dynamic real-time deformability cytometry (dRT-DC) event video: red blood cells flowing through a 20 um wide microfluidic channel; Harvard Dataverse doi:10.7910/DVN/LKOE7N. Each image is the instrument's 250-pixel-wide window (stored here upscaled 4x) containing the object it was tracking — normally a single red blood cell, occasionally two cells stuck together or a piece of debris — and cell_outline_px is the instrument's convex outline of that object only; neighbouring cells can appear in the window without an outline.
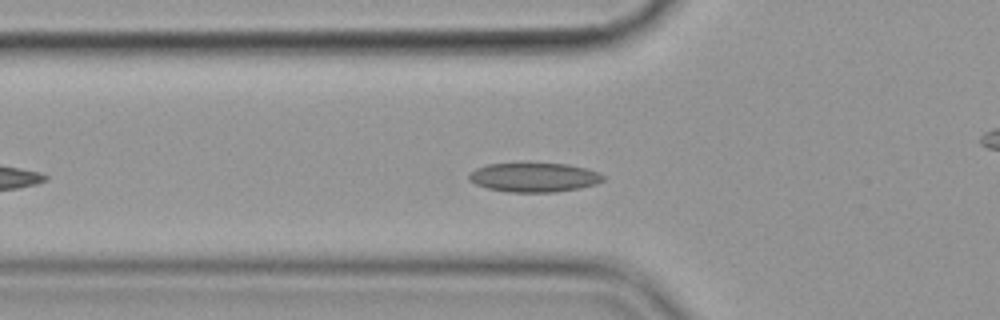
{"species": "common noctule bat (a hibernating species)", "species_latin": "Nyctalus noctula", "temperature_condition": "cold", "stored_images_in_passage": 39, "camera_frame_rate_fps": 3000, "um_per_image_px": 0.085, "animal": {"sex": "female", "body_mass_g": 19.9}, "frame": {"image": 1, "passage_image": 9, "time_ms": 2.667, "image_size_px": [1000, 320], "cell_outline_px": [[604, 180], [596, 184], [580, 188], [556, 192], [508, 192], [488, 188], [476, 184], [468, 180], [468, 176], [476, 168], [488, 164], [568, 164], [584, 168], [596, 172], [604, 176]], "centroid_in_image_um": [45.39, 15.09], "position_along_channel_um": 80.4, "area_um2": 22.54}}
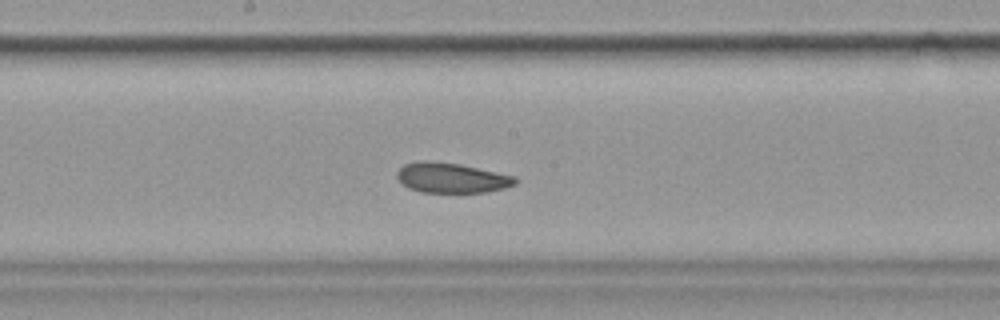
{"frame": {"image": 2, "passage_image": 20, "time_ms": 6.333, "image_size_px": [1000, 320], "cell_outline_px": [[516, 184], [504, 188], [488, 192], [420, 192], [408, 188], [396, 176], [396, 172], [404, 164], [424, 160], [428, 160], [460, 164], [516, 176]], "centroid_in_image_um": [38.38, 15.11], "position_along_channel_um": 209.8, "area_um2": 20.69}}
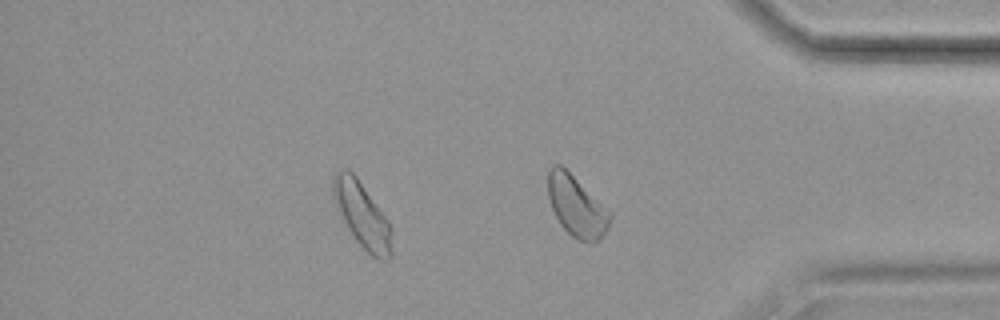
{"frame": {"image": 3, "passage_image": 36, "time_ms": 11.667, "image_size_px": [1000, 320], "cell_outline_px": [[392, 256], [388, 260], [380, 260], [372, 256], [356, 240], [340, 220], [332, 196], [332, 180], [336, 172], [344, 168], [348, 168], [356, 176], [388, 220], [392, 228]], "centroid_in_image_um": [30.76, 18.28], "position_along_channel_um": 404.4, "area_um2": 22.72}, "authors_computed_cell_mechanics": {"area_um2": 21.675, "velocity_mm_per_s": 3.5305, "shape_relaxation_time_tau1_ms": 6.8738, "shape_relaxation_time_tau2_ms": 5.7616, "deformation_change_tau1": 0.1203, "deformation_change_tau2": 0.1156}}